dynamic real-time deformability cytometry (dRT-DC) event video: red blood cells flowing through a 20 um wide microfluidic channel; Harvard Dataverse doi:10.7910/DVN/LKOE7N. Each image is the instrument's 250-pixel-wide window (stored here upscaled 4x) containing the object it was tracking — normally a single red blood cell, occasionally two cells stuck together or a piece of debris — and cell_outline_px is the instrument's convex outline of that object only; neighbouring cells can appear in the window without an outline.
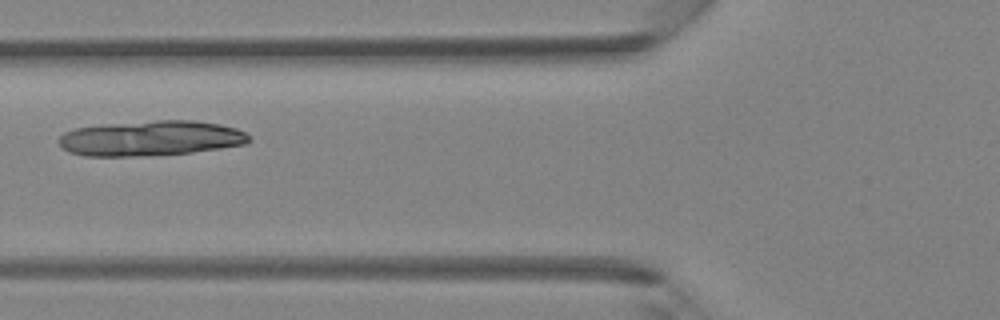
{"species": "Egyptian fruit bat (a non-hibernating species)", "species_latin": "Rousettus aegyptiacus", "temperature_condition": "room temperature", "stored_images_in_passage": 6, "camera_frame_rate_fps": 3000, "um_per_image_px": 0.085, "animal": {"sex": "female"}, "frame": {"image": 1, "passage_image": 6, "time_ms": 5.667, "image_size_px": [1000, 320], "cell_outline_px": [[252, 140], [248, 144], [192, 152], [140, 156], [84, 156], [68, 152], [56, 140], [64, 132], [76, 128], [104, 124], [156, 120], [196, 120], [220, 124], [236, 128], [244, 132]], "centroid_in_image_um": [12.81, 11.75], "position_along_channel_um": 113.0, "area_um2": 39.19}}